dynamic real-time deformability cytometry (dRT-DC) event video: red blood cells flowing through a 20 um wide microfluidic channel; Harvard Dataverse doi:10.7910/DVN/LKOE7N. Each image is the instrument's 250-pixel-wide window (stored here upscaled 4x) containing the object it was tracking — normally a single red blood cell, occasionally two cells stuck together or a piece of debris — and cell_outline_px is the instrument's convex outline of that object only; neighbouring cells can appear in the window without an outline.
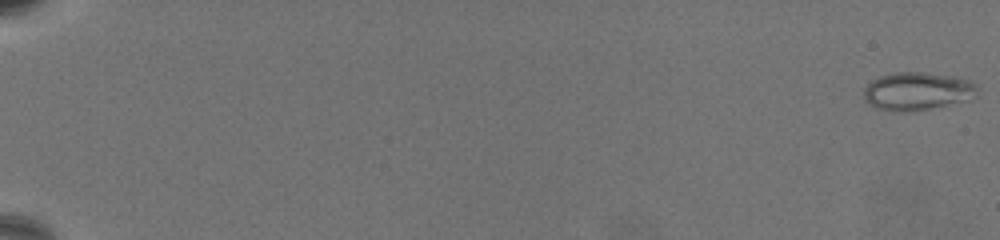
{"species": "common noctule bat (a hibernating species)", "species_latin": "Nyctalus noctula", "temperature_condition": "warm", "stored_images_in_passage": 35, "camera_frame_rate_fps": 3000, "um_per_image_px": 0.085, "animal": {"sex": "female", "body_mass_g": 19.5, "forearm_length_mm": 54.1}, "frame": {"image": 1, "passage_image": 1, "time_ms": 0.0, "image_size_px": [1000, 240], "cell_outline_px": [[980, 88], [976, 96], [972, 100], [908, 112], [896, 112], [876, 108], [864, 100], [864, 88], [872, 80], [880, 76], [896, 72], [920, 72], [956, 76], [968, 80], [976, 84]], "centroid_in_image_um": [78.01, 7.75], "position_along_channel_um": 7.0, "area_um2": 25.49}}
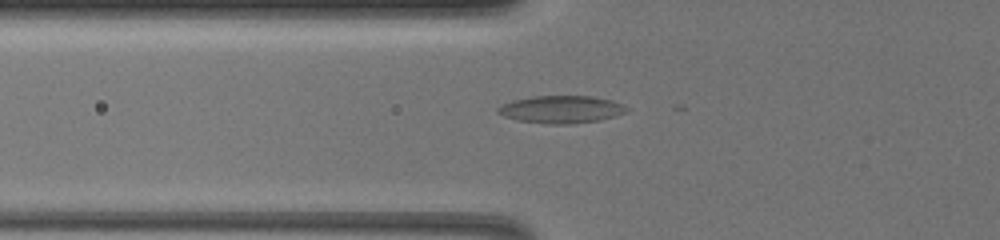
{"frame": {"image": 2, "passage_image": 29, "time_ms": 9.333, "image_size_px": [1000, 240], "cell_outline_px": [[628, 112], [616, 116], [600, 120], [572, 124], [548, 124], [520, 120], [504, 116], [496, 112], [496, 108], [512, 100], [532, 96], [592, 96], [612, 100], [628, 108]], "centroid_in_image_um": [47.72, 9.3], "position_along_channel_um": 78.1, "area_um2": 20.63}}
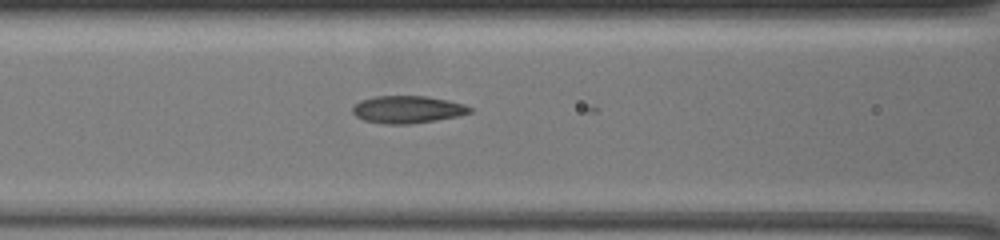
{"frame": {"image": 3, "passage_image": 34, "time_ms": 11.0, "image_size_px": [1000, 240], "cell_outline_px": [[472, 112], [456, 116], [436, 120], [408, 124], [384, 124], [364, 120], [356, 116], [352, 112], [352, 108], [360, 100], [372, 96], [424, 96], [448, 100], [464, 104], [472, 108]], "centroid_in_image_um": [34.61, 9.3], "position_along_channel_um": 132.0, "area_um2": 18.67}}